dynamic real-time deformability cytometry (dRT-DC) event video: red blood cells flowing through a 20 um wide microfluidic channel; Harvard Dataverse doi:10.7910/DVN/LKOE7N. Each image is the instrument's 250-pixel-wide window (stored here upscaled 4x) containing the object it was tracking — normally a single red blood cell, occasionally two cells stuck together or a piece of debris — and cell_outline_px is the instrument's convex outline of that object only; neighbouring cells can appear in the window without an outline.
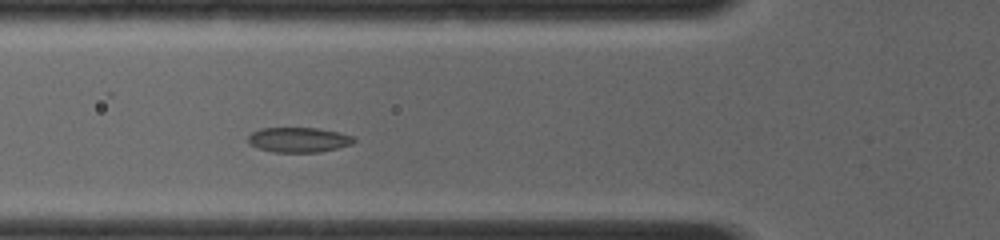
{"species": "common noctule bat (a hibernating species)", "species_latin": "Nyctalus noctula", "temperature_condition": "room temperature", "stored_images_in_passage": 14, "camera_frame_rate_fps": 4000, "um_per_image_px": 0.085, "animal": {"sex": "female", "body_mass_g": 19.0, "forearm_length_mm": 56.7}, "frame": {"image": 1, "passage_image": 5, "time_ms": 2.5, "image_size_px": [1000, 240], "cell_outline_px": [[356, 140], [352, 144], [320, 152], [272, 152], [248, 144], [248, 136], [252, 132], [260, 128], [316, 128], [340, 132], [352, 136]], "centroid_in_image_um": [25.37, 11.88], "position_along_channel_um": 100.4, "area_um2": 15.37}}
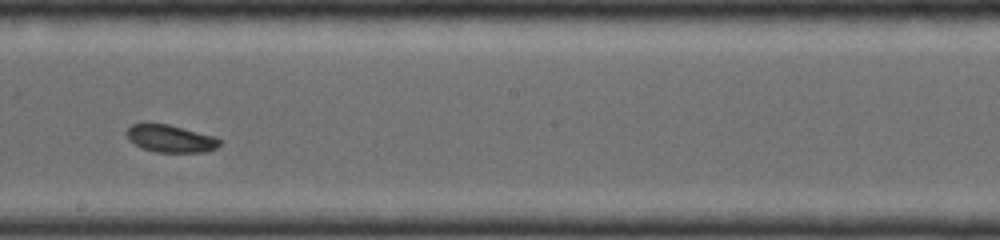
{"frame": {"image": 2, "passage_image": 10, "time_ms": 5.5, "image_size_px": [1000, 240], "cell_outline_px": [[220, 144], [216, 148], [204, 152], [156, 152], [144, 148], [128, 140], [124, 132], [132, 124], [168, 124], [216, 136], [220, 140]], "centroid_in_image_um": [14.5, 11.78], "position_along_channel_um": 233.7, "area_um2": 14.8}}
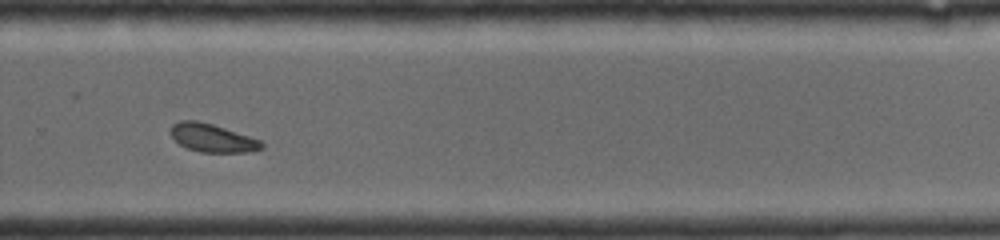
{"frame": {"image": 3, "passage_image": 13, "time_ms": 7.25, "image_size_px": [1000, 240], "cell_outline_px": [[264, 148], [248, 152], [200, 152], [188, 148], [180, 144], [168, 132], [172, 124], [180, 120], [196, 120], [212, 124], [260, 140], [264, 144]], "centroid_in_image_um": [18.02, 11.72], "position_along_channel_um": 311.8, "area_um2": 14.85}}